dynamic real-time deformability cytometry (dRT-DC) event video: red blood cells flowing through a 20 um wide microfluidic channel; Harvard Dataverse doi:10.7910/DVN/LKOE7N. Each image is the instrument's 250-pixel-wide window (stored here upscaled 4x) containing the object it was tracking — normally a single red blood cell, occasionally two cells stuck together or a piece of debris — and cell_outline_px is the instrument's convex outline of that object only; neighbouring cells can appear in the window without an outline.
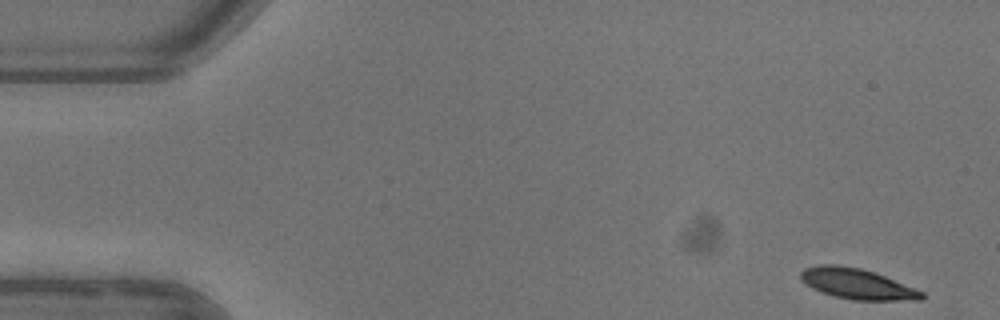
{"species": "common noctule bat (a hibernating species)", "species_latin": "Nyctalus noctula", "temperature_condition": "warm", "stored_images_in_passage": 4, "camera_frame_rate_fps": 3000, "um_per_image_px": 0.085, "animal": {"sex": "female"}, "frame": {"image": 1, "passage_image": 1, "time_ms": 0.0, "image_size_px": [1000, 320], "cell_outline_px": [[924, 300], [852, 300], [820, 292], [812, 288], [800, 276], [800, 272], [804, 268], [820, 264], [840, 264], [860, 268], [884, 276], [924, 292]], "centroid_in_image_um": [72.85, 24.12], "position_along_channel_um": 12.2, "area_um2": 21.33}}
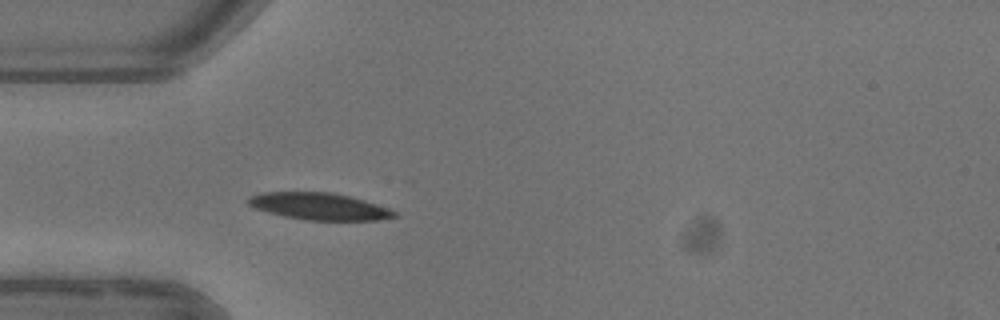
{"frame": {"image": 2, "passage_image": 4, "time_ms": 4.333, "image_size_px": [1000, 320], "cell_outline_px": [[400, 216], [380, 220], [308, 220], [284, 216], [268, 212], [256, 208], [248, 204], [248, 196], [260, 192], [332, 192], [364, 200], [388, 208], [396, 212]], "centroid_in_image_um": [27.15, 17.54], "position_along_channel_um": 57.9, "area_um2": 22.89}}